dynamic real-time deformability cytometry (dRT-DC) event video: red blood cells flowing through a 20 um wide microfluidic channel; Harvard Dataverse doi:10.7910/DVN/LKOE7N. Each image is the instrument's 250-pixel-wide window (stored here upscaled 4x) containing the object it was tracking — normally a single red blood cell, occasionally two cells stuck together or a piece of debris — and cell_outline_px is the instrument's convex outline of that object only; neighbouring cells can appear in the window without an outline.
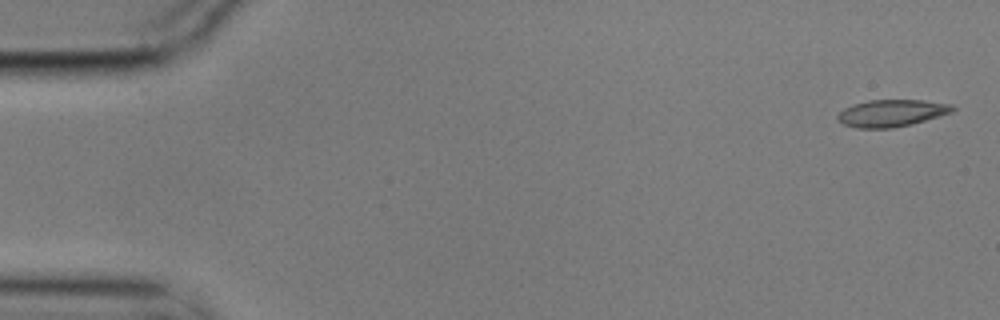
{"species": "common noctule bat (a hibernating species)", "species_latin": "Nyctalus noctula", "temperature_condition": "cold", "stored_images_in_passage": 5, "camera_frame_rate_fps": 3000, "um_per_image_px": 0.085, "animal": {"sex": "male", "body_mass_g": 17.9}, "frame": {"image": 1, "passage_image": 1, "time_ms": 0.0, "image_size_px": [1000, 320], "cell_outline_px": [[956, 108], [952, 112], [940, 116], [912, 124], [892, 128], [856, 128], [844, 124], [836, 120], [836, 116], [844, 108], [852, 104], [868, 100], [924, 100], [952, 104]], "centroid_in_image_um": [75.78, 9.61], "position_along_channel_um": 9.2, "area_um2": 18.26}}
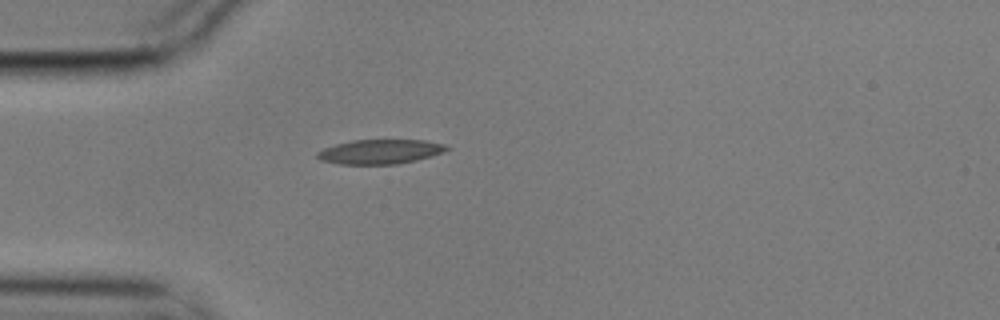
{"frame": {"image": 2, "passage_image": 5, "time_ms": 1.333, "image_size_px": [1000, 320], "cell_outline_px": [[452, 148], [444, 152], [432, 156], [416, 160], [396, 164], [340, 164], [320, 160], [316, 156], [316, 152], [324, 148], [336, 144], [352, 140], [424, 140], [444, 144]], "centroid_in_image_um": [32.32, 12.89], "position_along_channel_um": 52.7, "area_um2": 18.5}}